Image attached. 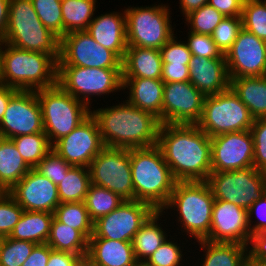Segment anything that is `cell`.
<instances>
[{"label": "cell", "instance_id": "cell-1", "mask_svg": "<svg viewBox=\"0 0 266 266\" xmlns=\"http://www.w3.org/2000/svg\"><path fill=\"white\" fill-rule=\"evenodd\" d=\"M157 146L179 181H207L211 173V138L197 125L160 124Z\"/></svg>", "mask_w": 266, "mask_h": 266}, {"label": "cell", "instance_id": "cell-2", "mask_svg": "<svg viewBox=\"0 0 266 266\" xmlns=\"http://www.w3.org/2000/svg\"><path fill=\"white\" fill-rule=\"evenodd\" d=\"M91 114L98 122L102 141L107 147L130 149L157 145L158 118L126 100L116 106L93 110Z\"/></svg>", "mask_w": 266, "mask_h": 266}, {"label": "cell", "instance_id": "cell-3", "mask_svg": "<svg viewBox=\"0 0 266 266\" xmlns=\"http://www.w3.org/2000/svg\"><path fill=\"white\" fill-rule=\"evenodd\" d=\"M57 73L58 60L54 56L0 41V84L20 91H37L57 84Z\"/></svg>", "mask_w": 266, "mask_h": 266}, {"label": "cell", "instance_id": "cell-4", "mask_svg": "<svg viewBox=\"0 0 266 266\" xmlns=\"http://www.w3.org/2000/svg\"><path fill=\"white\" fill-rule=\"evenodd\" d=\"M130 165L135 200L148 203L156 211L167 204L177 182L160 148H130Z\"/></svg>", "mask_w": 266, "mask_h": 266}, {"label": "cell", "instance_id": "cell-5", "mask_svg": "<svg viewBox=\"0 0 266 266\" xmlns=\"http://www.w3.org/2000/svg\"><path fill=\"white\" fill-rule=\"evenodd\" d=\"M214 196L207 181H179L161 210L173 209L179 213L181 231L196 241L205 240L211 227ZM170 207V208H169ZM175 209H174V208Z\"/></svg>", "mask_w": 266, "mask_h": 266}, {"label": "cell", "instance_id": "cell-6", "mask_svg": "<svg viewBox=\"0 0 266 266\" xmlns=\"http://www.w3.org/2000/svg\"><path fill=\"white\" fill-rule=\"evenodd\" d=\"M0 41L60 58V38L43 25L31 0H10L7 31Z\"/></svg>", "mask_w": 266, "mask_h": 266}, {"label": "cell", "instance_id": "cell-7", "mask_svg": "<svg viewBox=\"0 0 266 266\" xmlns=\"http://www.w3.org/2000/svg\"><path fill=\"white\" fill-rule=\"evenodd\" d=\"M36 93L42 110L44 133L52 146L91 114V107L73 97L59 84L37 90Z\"/></svg>", "mask_w": 266, "mask_h": 266}, {"label": "cell", "instance_id": "cell-8", "mask_svg": "<svg viewBox=\"0 0 266 266\" xmlns=\"http://www.w3.org/2000/svg\"><path fill=\"white\" fill-rule=\"evenodd\" d=\"M254 123L246 105L231 88L205 96L203 111L196 124L210 138L223 133L250 130Z\"/></svg>", "mask_w": 266, "mask_h": 266}, {"label": "cell", "instance_id": "cell-9", "mask_svg": "<svg viewBox=\"0 0 266 266\" xmlns=\"http://www.w3.org/2000/svg\"><path fill=\"white\" fill-rule=\"evenodd\" d=\"M168 5L124 9L127 46L161 49L174 34Z\"/></svg>", "mask_w": 266, "mask_h": 266}, {"label": "cell", "instance_id": "cell-10", "mask_svg": "<svg viewBox=\"0 0 266 266\" xmlns=\"http://www.w3.org/2000/svg\"><path fill=\"white\" fill-rule=\"evenodd\" d=\"M57 84L90 107L92 96L123 90L122 69L58 66Z\"/></svg>", "mask_w": 266, "mask_h": 266}, {"label": "cell", "instance_id": "cell-11", "mask_svg": "<svg viewBox=\"0 0 266 266\" xmlns=\"http://www.w3.org/2000/svg\"><path fill=\"white\" fill-rule=\"evenodd\" d=\"M207 183L215 200H224L245 210L265 193L264 173L254 167L211 172Z\"/></svg>", "mask_w": 266, "mask_h": 266}, {"label": "cell", "instance_id": "cell-12", "mask_svg": "<svg viewBox=\"0 0 266 266\" xmlns=\"http://www.w3.org/2000/svg\"><path fill=\"white\" fill-rule=\"evenodd\" d=\"M88 168L91 184L104 187L124 200H135L130 149L105 146Z\"/></svg>", "mask_w": 266, "mask_h": 266}, {"label": "cell", "instance_id": "cell-13", "mask_svg": "<svg viewBox=\"0 0 266 266\" xmlns=\"http://www.w3.org/2000/svg\"><path fill=\"white\" fill-rule=\"evenodd\" d=\"M58 66L122 69V59L82 30L67 33L60 39Z\"/></svg>", "mask_w": 266, "mask_h": 266}, {"label": "cell", "instance_id": "cell-14", "mask_svg": "<svg viewBox=\"0 0 266 266\" xmlns=\"http://www.w3.org/2000/svg\"><path fill=\"white\" fill-rule=\"evenodd\" d=\"M155 211L148 203L125 200L111 213L93 223L90 238L132 242L134 235Z\"/></svg>", "mask_w": 266, "mask_h": 266}, {"label": "cell", "instance_id": "cell-15", "mask_svg": "<svg viewBox=\"0 0 266 266\" xmlns=\"http://www.w3.org/2000/svg\"><path fill=\"white\" fill-rule=\"evenodd\" d=\"M44 132L42 110L36 91L18 90L11 98L0 122V137Z\"/></svg>", "mask_w": 266, "mask_h": 266}, {"label": "cell", "instance_id": "cell-16", "mask_svg": "<svg viewBox=\"0 0 266 266\" xmlns=\"http://www.w3.org/2000/svg\"><path fill=\"white\" fill-rule=\"evenodd\" d=\"M104 147L98 122L90 114L71 133L59 139L52 149L72 166L89 167Z\"/></svg>", "mask_w": 266, "mask_h": 266}, {"label": "cell", "instance_id": "cell-17", "mask_svg": "<svg viewBox=\"0 0 266 266\" xmlns=\"http://www.w3.org/2000/svg\"><path fill=\"white\" fill-rule=\"evenodd\" d=\"M205 95L190 81L164 83L162 124L196 125L202 115Z\"/></svg>", "mask_w": 266, "mask_h": 266}, {"label": "cell", "instance_id": "cell-18", "mask_svg": "<svg viewBox=\"0 0 266 266\" xmlns=\"http://www.w3.org/2000/svg\"><path fill=\"white\" fill-rule=\"evenodd\" d=\"M225 58L230 79L266 75V42L244 28Z\"/></svg>", "mask_w": 266, "mask_h": 266}, {"label": "cell", "instance_id": "cell-19", "mask_svg": "<svg viewBox=\"0 0 266 266\" xmlns=\"http://www.w3.org/2000/svg\"><path fill=\"white\" fill-rule=\"evenodd\" d=\"M211 172L253 167L254 140L250 130L211 138Z\"/></svg>", "mask_w": 266, "mask_h": 266}, {"label": "cell", "instance_id": "cell-20", "mask_svg": "<svg viewBox=\"0 0 266 266\" xmlns=\"http://www.w3.org/2000/svg\"><path fill=\"white\" fill-rule=\"evenodd\" d=\"M250 238L247 210L224 200H214L210 233L205 240L248 246Z\"/></svg>", "mask_w": 266, "mask_h": 266}, {"label": "cell", "instance_id": "cell-21", "mask_svg": "<svg viewBox=\"0 0 266 266\" xmlns=\"http://www.w3.org/2000/svg\"><path fill=\"white\" fill-rule=\"evenodd\" d=\"M9 193L25 211L54 213L60 204L57 185L34 168Z\"/></svg>", "mask_w": 266, "mask_h": 266}, {"label": "cell", "instance_id": "cell-22", "mask_svg": "<svg viewBox=\"0 0 266 266\" xmlns=\"http://www.w3.org/2000/svg\"><path fill=\"white\" fill-rule=\"evenodd\" d=\"M189 81L205 96L230 88L226 58H206L192 55L189 62Z\"/></svg>", "mask_w": 266, "mask_h": 266}, {"label": "cell", "instance_id": "cell-23", "mask_svg": "<svg viewBox=\"0 0 266 266\" xmlns=\"http://www.w3.org/2000/svg\"><path fill=\"white\" fill-rule=\"evenodd\" d=\"M86 31L98 44L124 59L127 50L125 11L94 17Z\"/></svg>", "mask_w": 266, "mask_h": 266}, {"label": "cell", "instance_id": "cell-24", "mask_svg": "<svg viewBox=\"0 0 266 266\" xmlns=\"http://www.w3.org/2000/svg\"><path fill=\"white\" fill-rule=\"evenodd\" d=\"M125 90L128 88L127 102L141 110L148 111L162 124V103L164 82L162 79L122 78Z\"/></svg>", "mask_w": 266, "mask_h": 266}, {"label": "cell", "instance_id": "cell-25", "mask_svg": "<svg viewBox=\"0 0 266 266\" xmlns=\"http://www.w3.org/2000/svg\"><path fill=\"white\" fill-rule=\"evenodd\" d=\"M86 258L95 266H137L132 242L89 238Z\"/></svg>", "mask_w": 266, "mask_h": 266}, {"label": "cell", "instance_id": "cell-26", "mask_svg": "<svg viewBox=\"0 0 266 266\" xmlns=\"http://www.w3.org/2000/svg\"><path fill=\"white\" fill-rule=\"evenodd\" d=\"M162 67L160 49L127 46L122 60V78L161 79Z\"/></svg>", "mask_w": 266, "mask_h": 266}, {"label": "cell", "instance_id": "cell-27", "mask_svg": "<svg viewBox=\"0 0 266 266\" xmlns=\"http://www.w3.org/2000/svg\"><path fill=\"white\" fill-rule=\"evenodd\" d=\"M230 88L254 119L266 118V75L230 79Z\"/></svg>", "mask_w": 266, "mask_h": 266}, {"label": "cell", "instance_id": "cell-28", "mask_svg": "<svg viewBox=\"0 0 266 266\" xmlns=\"http://www.w3.org/2000/svg\"><path fill=\"white\" fill-rule=\"evenodd\" d=\"M31 169L13 141L0 137V192H9Z\"/></svg>", "mask_w": 266, "mask_h": 266}, {"label": "cell", "instance_id": "cell-29", "mask_svg": "<svg viewBox=\"0 0 266 266\" xmlns=\"http://www.w3.org/2000/svg\"><path fill=\"white\" fill-rule=\"evenodd\" d=\"M53 217L54 213L24 210L9 237L36 244L46 243Z\"/></svg>", "mask_w": 266, "mask_h": 266}, {"label": "cell", "instance_id": "cell-30", "mask_svg": "<svg viewBox=\"0 0 266 266\" xmlns=\"http://www.w3.org/2000/svg\"><path fill=\"white\" fill-rule=\"evenodd\" d=\"M205 258L200 266H242L248 259V246L239 243L211 242L201 240Z\"/></svg>", "mask_w": 266, "mask_h": 266}, {"label": "cell", "instance_id": "cell-31", "mask_svg": "<svg viewBox=\"0 0 266 266\" xmlns=\"http://www.w3.org/2000/svg\"><path fill=\"white\" fill-rule=\"evenodd\" d=\"M162 215V211H155L134 235L132 246L137 262L146 261L167 239L165 229L158 222Z\"/></svg>", "mask_w": 266, "mask_h": 266}, {"label": "cell", "instance_id": "cell-32", "mask_svg": "<svg viewBox=\"0 0 266 266\" xmlns=\"http://www.w3.org/2000/svg\"><path fill=\"white\" fill-rule=\"evenodd\" d=\"M52 249L73 253L86 258L88 239L78 230L53 217L46 242Z\"/></svg>", "mask_w": 266, "mask_h": 266}, {"label": "cell", "instance_id": "cell-33", "mask_svg": "<svg viewBox=\"0 0 266 266\" xmlns=\"http://www.w3.org/2000/svg\"><path fill=\"white\" fill-rule=\"evenodd\" d=\"M97 0H61L62 37L74 31L87 30L97 8Z\"/></svg>", "mask_w": 266, "mask_h": 266}, {"label": "cell", "instance_id": "cell-34", "mask_svg": "<svg viewBox=\"0 0 266 266\" xmlns=\"http://www.w3.org/2000/svg\"><path fill=\"white\" fill-rule=\"evenodd\" d=\"M90 184L89 168L72 166L57 185L60 203L84 202Z\"/></svg>", "mask_w": 266, "mask_h": 266}, {"label": "cell", "instance_id": "cell-35", "mask_svg": "<svg viewBox=\"0 0 266 266\" xmlns=\"http://www.w3.org/2000/svg\"><path fill=\"white\" fill-rule=\"evenodd\" d=\"M125 200L118 194L94 184H90L85 198L89 217L94 223L99 218L111 213Z\"/></svg>", "mask_w": 266, "mask_h": 266}, {"label": "cell", "instance_id": "cell-36", "mask_svg": "<svg viewBox=\"0 0 266 266\" xmlns=\"http://www.w3.org/2000/svg\"><path fill=\"white\" fill-rule=\"evenodd\" d=\"M54 217L73 229L80 231L87 239L93 234L91 221L85 202L60 203L54 211Z\"/></svg>", "mask_w": 266, "mask_h": 266}, {"label": "cell", "instance_id": "cell-37", "mask_svg": "<svg viewBox=\"0 0 266 266\" xmlns=\"http://www.w3.org/2000/svg\"><path fill=\"white\" fill-rule=\"evenodd\" d=\"M24 161L34 168L52 149L48 136L44 133L22 135L11 138Z\"/></svg>", "mask_w": 266, "mask_h": 266}, {"label": "cell", "instance_id": "cell-38", "mask_svg": "<svg viewBox=\"0 0 266 266\" xmlns=\"http://www.w3.org/2000/svg\"><path fill=\"white\" fill-rule=\"evenodd\" d=\"M242 27L266 42V0H244Z\"/></svg>", "mask_w": 266, "mask_h": 266}, {"label": "cell", "instance_id": "cell-39", "mask_svg": "<svg viewBox=\"0 0 266 266\" xmlns=\"http://www.w3.org/2000/svg\"><path fill=\"white\" fill-rule=\"evenodd\" d=\"M224 18L218 10L209 4H205L185 16L186 22L191 26L190 32L205 35H211Z\"/></svg>", "mask_w": 266, "mask_h": 266}, {"label": "cell", "instance_id": "cell-40", "mask_svg": "<svg viewBox=\"0 0 266 266\" xmlns=\"http://www.w3.org/2000/svg\"><path fill=\"white\" fill-rule=\"evenodd\" d=\"M40 21L60 39L62 38L61 0H31Z\"/></svg>", "mask_w": 266, "mask_h": 266}, {"label": "cell", "instance_id": "cell-41", "mask_svg": "<svg viewBox=\"0 0 266 266\" xmlns=\"http://www.w3.org/2000/svg\"><path fill=\"white\" fill-rule=\"evenodd\" d=\"M36 243L5 237L0 250V266H21Z\"/></svg>", "mask_w": 266, "mask_h": 266}, {"label": "cell", "instance_id": "cell-42", "mask_svg": "<svg viewBox=\"0 0 266 266\" xmlns=\"http://www.w3.org/2000/svg\"><path fill=\"white\" fill-rule=\"evenodd\" d=\"M24 209L9 192H0V234L9 237Z\"/></svg>", "mask_w": 266, "mask_h": 266}, {"label": "cell", "instance_id": "cell-43", "mask_svg": "<svg viewBox=\"0 0 266 266\" xmlns=\"http://www.w3.org/2000/svg\"><path fill=\"white\" fill-rule=\"evenodd\" d=\"M242 28V17H225L213 30L211 37L221 52L226 54Z\"/></svg>", "mask_w": 266, "mask_h": 266}, {"label": "cell", "instance_id": "cell-44", "mask_svg": "<svg viewBox=\"0 0 266 266\" xmlns=\"http://www.w3.org/2000/svg\"><path fill=\"white\" fill-rule=\"evenodd\" d=\"M71 167L72 165L51 149L34 169L58 185Z\"/></svg>", "mask_w": 266, "mask_h": 266}, {"label": "cell", "instance_id": "cell-45", "mask_svg": "<svg viewBox=\"0 0 266 266\" xmlns=\"http://www.w3.org/2000/svg\"><path fill=\"white\" fill-rule=\"evenodd\" d=\"M182 252L177 241L175 243L174 240L166 239L145 262L152 266H182Z\"/></svg>", "mask_w": 266, "mask_h": 266}, {"label": "cell", "instance_id": "cell-46", "mask_svg": "<svg viewBox=\"0 0 266 266\" xmlns=\"http://www.w3.org/2000/svg\"><path fill=\"white\" fill-rule=\"evenodd\" d=\"M174 35L160 49L163 65H189L192 53L185 41H177Z\"/></svg>", "mask_w": 266, "mask_h": 266}, {"label": "cell", "instance_id": "cell-47", "mask_svg": "<svg viewBox=\"0 0 266 266\" xmlns=\"http://www.w3.org/2000/svg\"><path fill=\"white\" fill-rule=\"evenodd\" d=\"M190 52L194 56L206 58H225V54L217 47L211 35L188 32L186 41Z\"/></svg>", "mask_w": 266, "mask_h": 266}, {"label": "cell", "instance_id": "cell-48", "mask_svg": "<svg viewBox=\"0 0 266 266\" xmlns=\"http://www.w3.org/2000/svg\"><path fill=\"white\" fill-rule=\"evenodd\" d=\"M250 131L254 140L253 167L264 171L266 169V118L254 119Z\"/></svg>", "mask_w": 266, "mask_h": 266}, {"label": "cell", "instance_id": "cell-49", "mask_svg": "<svg viewBox=\"0 0 266 266\" xmlns=\"http://www.w3.org/2000/svg\"><path fill=\"white\" fill-rule=\"evenodd\" d=\"M259 215L257 218V223L255 224L252 219L254 218V214ZM248 214V225L251 232V235L260 233L264 229H266V192L262 194L247 210ZM254 222L253 226L252 223Z\"/></svg>", "mask_w": 266, "mask_h": 266}, {"label": "cell", "instance_id": "cell-50", "mask_svg": "<svg viewBox=\"0 0 266 266\" xmlns=\"http://www.w3.org/2000/svg\"><path fill=\"white\" fill-rule=\"evenodd\" d=\"M248 246V258L251 261L266 263V229L251 235Z\"/></svg>", "mask_w": 266, "mask_h": 266}, {"label": "cell", "instance_id": "cell-51", "mask_svg": "<svg viewBox=\"0 0 266 266\" xmlns=\"http://www.w3.org/2000/svg\"><path fill=\"white\" fill-rule=\"evenodd\" d=\"M244 0H208L224 17H241Z\"/></svg>", "mask_w": 266, "mask_h": 266}, {"label": "cell", "instance_id": "cell-52", "mask_svg": "<svg viewBox=\"0 0 266 266\" xmlns=\"http://www.w3.org/2000/svg\"><path fill=\"white\" fill-rule=\"evenodd\" d=\"M189 65H163L161 79L164 83L189 81Z\"/></svg>", "mask_w": 266, "mask_h": 266}, {"label": "cell", "instance_id": "cell-53", "mask_svg": "<svg viewBox=\"0 0 266 266\" xmlns=\"http://www.w3.org/2000/svg\"><path fill=\"white\" fill-rule=\"evenodd\" d=\"M51 253V247L47 243L36 244L21 266H46Z\"/></svg>", "mask_w": 266, "mask_h": 266}, {"label": "cell", "instance_id": "cell-54", "mask_svg": "<svg viewBox=\"0 0 266 266\" xmlns=\"http://www.w3.org/2000/svg\"><path fill=\"white\" fill-rule=\"evenodd\" d=\"M81 259L82 257L79 255L51 248L46 266H76Z\"/></svg>", "mask_w": 266, "mask_h": 266}, {"label": "cell", "instance_id": "cell-55", "mask_svg": "<svg viewBox=\"0 0 266 266\" xmlns=\"http://www.w3.org/2000/svg\"><path fill=\"white\" fill-rule=\"evenodd\" d=\"M17 91H18L17 89L0 84V122L3 119L4 113L10 101V98Z\"/></svg>", "mask_w": 266, "mask_h": 266}, {"label": "cell", "instance_id": "cell-56", "mask_svg": "<svg viewBox=\"0 0 266 266\" xmlns=\"http://www.w3.org/2000/svg\"><path fill=\"white\" fill-rule=\"evenodd\" d=\"M10 0H0V40L7 31Z\"/></svg>", "mask_w": 266, "mask_h": 266}, {"label": "cell", "instance_id": "cell-57", "mask_svg": "<svg viewBox=\"0 0 266 266\" xmlns=\"http://www.w3.org/2000/svg\"><path fill=\"white\" fill-rule=\"evenodd\" d=\"M179 7L184 16L188 15L190 12L199 9L205 4H208V0H179Z\"/></svg>", "mask_w": 266, "mask_h": 266}, {"label": "cell", "instance_id": "cell-58", "mask_svg": "<svg viewBox=\"0 0 266 266\" xmlns=\"http://www.w3.org/2000/svg\"><path fill=\"white\" fill-rule=\"evenodd\" d=\"M242 266H266V263L253 262L248 258Z\"/></svg>", "mask_w": 266, "mask_h": 266}, {"label": "cell", "instance_id": "cell-59", "mask_svg": "<svg viewBox=\"0 0 266 266\" xmlns=\"http://www.w3.org/2000/svg\"><path fill=\"white\" fill-rule=\"evenodd\" d=\"M76 266H95L87 258H82Z\"/></svg>", "mask_w": 266, "mask_h": 266}, {"label": "cell", "instance_id": "cell-60", "mask_svg": "<svg viewBox=\"0 0 266 266\" xmlns=\"http://www.w3.org/2000/svg\"><path fill=\"white\" fill-rule=\"evenodd\" d=\"M137 266H152V265H150V264H148V263H146V262L144 261V262H138V263H137Z\"/></svg>", "mask_w": 266, "mask_h": 266}, {"label": "cell", "instance_id": "cell-61", "mask_svg": "<svg viewBox=\"0 0 266 266\" xmlns=\"http://www.w3.org/2000/svg\"><path fill=\"white\" fill-rule=\"evenodd\" d=\"M4 239H5V237L0 234V250H1V246H2Z\"/></svg>", "mask_w": 266, "mask_h": 266}, {"label": "cell", "instance_id": "cell-62", "mask_svg": "<svg viewBox=\"0 0 266 266\" xmlns=\"http://www.w3.org/2000/svg\"><path fill=\"white\" fill-rule=\"evenodd\" d=\"M265 177V192H266V169L263 171Z\"/></svg>", "mask_w": 266, "mask_h": 266}]
</instances>
